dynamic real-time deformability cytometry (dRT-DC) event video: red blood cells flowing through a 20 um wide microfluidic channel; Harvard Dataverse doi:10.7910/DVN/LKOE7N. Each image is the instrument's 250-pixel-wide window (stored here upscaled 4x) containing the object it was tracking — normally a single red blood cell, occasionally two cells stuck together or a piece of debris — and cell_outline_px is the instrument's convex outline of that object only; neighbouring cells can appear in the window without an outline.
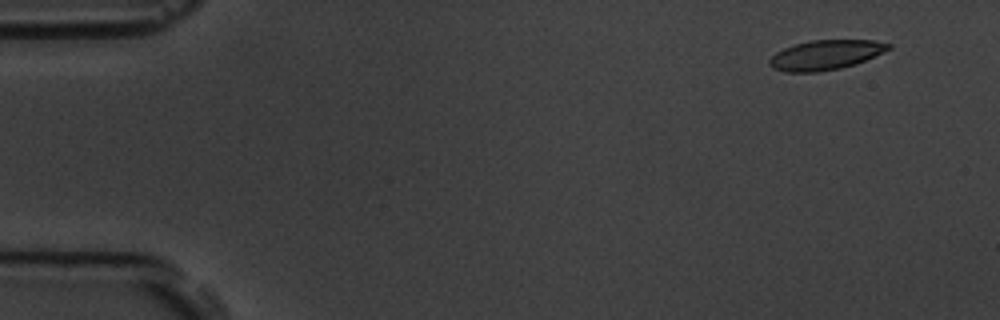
{"species": "common noctule bat (a hibernating species)", "species_latin": "Nyctalus noctula", "temperature_condition": "room temperature", "stored_images_in_passage": 10, "camera_frame_rate_fps": 3000, "um_per_image_px": 0.085, "animal": {"sex": "male", "body_mass_g": 19.5, "forearm_length_mm": 54.6}, "frame": {"image": 1, "passage_image": 2, "time_ms": 1.333, "image_size_px": [1000, 320], "cell_outline_px": [[892, 48], [884, 52], [856, 64], [840, 68], [820, 72], [784, 72], [772, 68], [768, 64], [768, 60], [776, 52], [784, 48], [796, 44], [812, 40], [872, 40], [892, 44]], "centroid_in_image_um": [70.17, 4.68], "position_along_channel_um": 14.8, "area_um2": 20.69}}
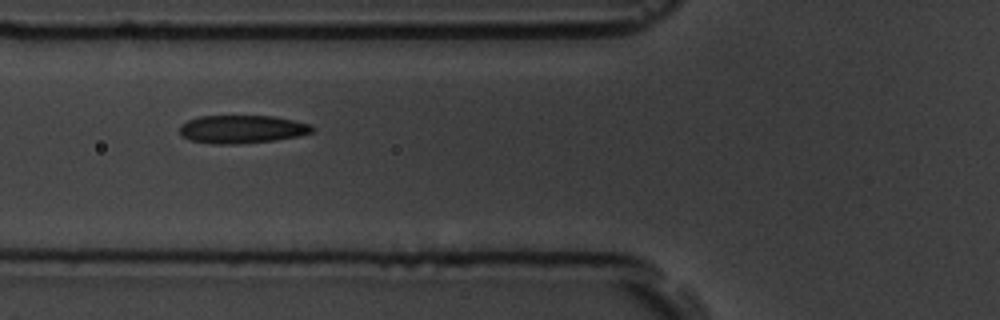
{"frame": {"image": 2, "passage_image": 7, "time_ms": 7.0, "image_size_px": [1000, 320], "cell_outline_px": [[316, 128], [312, 132], [300, 136], [276, 140], [236, 144], [212, 144], [188, 140], [180, 132], [180, 124], [188, 120], [200, 116], [276, 116], [312, 124]], "centroid_in_image_um": [20.61, 10.98], "position_along_channel_um": 105.2, "area_um2": 21.96}}
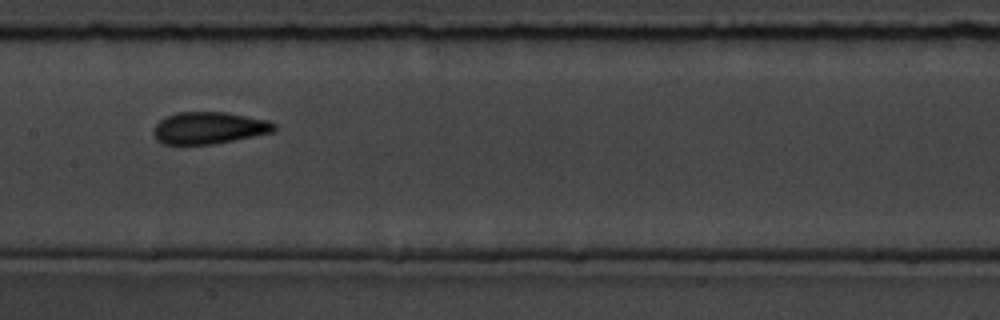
{"frame": {"image": 3, "passage_image": 9, "time_ms": 9.333, "image_size_px": [1000, 320], "cell_outline_px": [[276, 128], [272, 132], [212, 144], [160, 144], [156, 140], [152, 132], [156, 124], [160, 120], [176, 112], [224, 112], [268, 120], [276, 124]], "centroid_in_image_um": [17.72, 10.87], "position_along_channel_um": 189.7, "area_um2": 22.31}}